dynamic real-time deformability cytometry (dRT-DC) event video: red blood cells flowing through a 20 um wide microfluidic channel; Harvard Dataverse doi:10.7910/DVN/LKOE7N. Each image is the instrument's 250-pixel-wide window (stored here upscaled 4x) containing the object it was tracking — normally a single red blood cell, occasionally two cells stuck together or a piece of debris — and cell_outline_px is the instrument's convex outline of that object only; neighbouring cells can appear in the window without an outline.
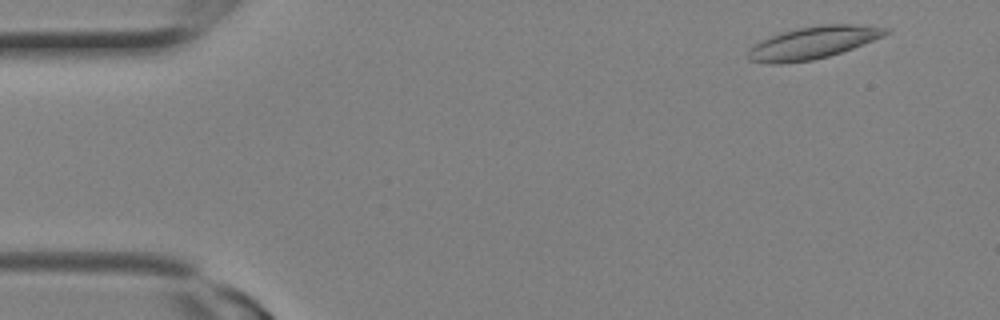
{"species": "Egyptian fruit bat (a non-hibernating species)", "species_latin": "Rousettus aegyptiacus", "temperature_condition": "room temperature", "stored_images_in_passage": 10, "camera_frame_rate_fps": 3000, "um_per_image_px": 0.085, "animal": {"sex": "female"}, "frame": {"image": 1, "passage_image": 2, "time_ms": 0.333, "image_size_px": [1000, 320], "cell_outline_px": [[892, 32], [884, 36], [852, 48], [828, 56], [812, 60], [780, 64], [768, 64], [748, 60], [748, 52], [760, 40], [768, 36], [780, 32], [820, 24], [852, 24], [892, 28]], "centroid_in_image_um": [69.12, 3.62], "position_along_channel_um": 15.9, "area_um2": 25.95}}
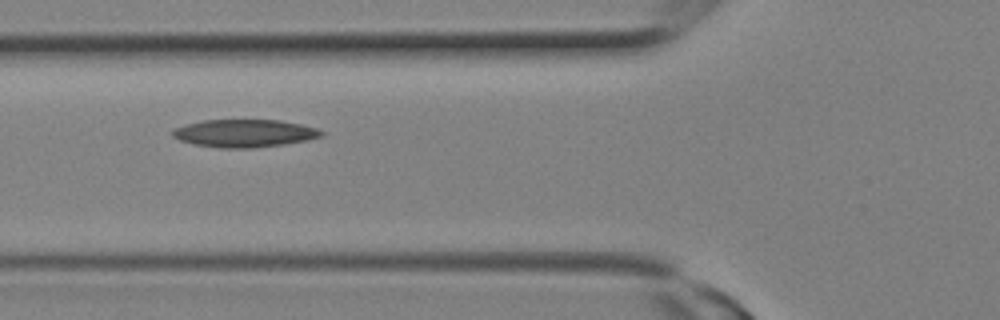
{"frame": {"image": 2, "passage_image": 9, "time_ms": 2.667, "image_size_px": [1000, 320], "cell_outline_px": [[324, 136], [308, 140], [284, 144], [252, 148], [220, 148], [192, 144], [180, 140], [172, 136], [172, 128], [184, 124], [204, 120], [280, 120], [300, 124], [316, 128], [324, 132]], "centroid_in_image_um": [20.75, 11.33], "position_along_channel_um": 105.0, "area_um2": 24.22}}